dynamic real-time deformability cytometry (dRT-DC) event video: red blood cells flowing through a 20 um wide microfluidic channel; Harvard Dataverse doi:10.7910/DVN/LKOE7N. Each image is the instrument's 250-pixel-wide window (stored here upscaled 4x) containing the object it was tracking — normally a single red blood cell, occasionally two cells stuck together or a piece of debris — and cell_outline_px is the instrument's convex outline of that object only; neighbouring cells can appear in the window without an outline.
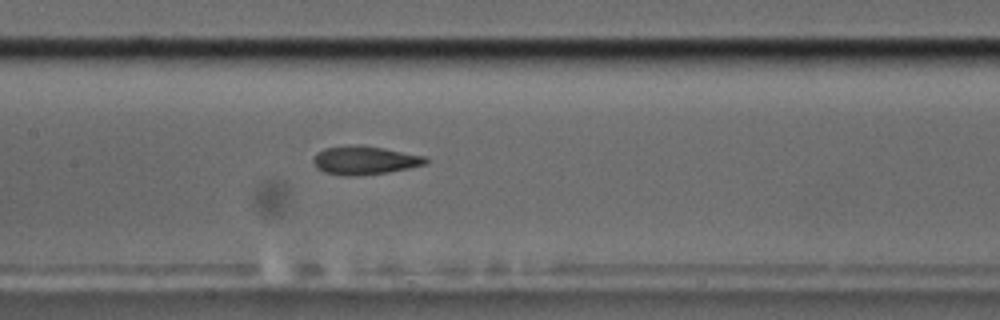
{"species": "common noctule bat (a hibernating species)", "species_latin": "Nyctalus noctula", "temperature_condition": "cold", "stored_images_in_passage": 7, "camera_frame_rate_fps": 3000, "um_per_image_px": 0.085, "animal": {"sex": "male", "body_mass_g": 17.5, "forearm_length_mm": 52.3}, "frame": {"image": 1, "passage_image": 6, "time_ms": 6.333, "image_size_px": [1000, 320], "cell_outline_px": [[428, 164], [388, 172], [348, 176], [344, 176], [324, 172], [316, 168], [312, 160], [316, 152], [324, 148], [348, 144], [360, 144], [384, 148], [424, 156], [428, 160]], "centroid_in_image_um": [30.95, 13.6], "position_along_channel_um": 176.4, "area_um2": 18.84}}